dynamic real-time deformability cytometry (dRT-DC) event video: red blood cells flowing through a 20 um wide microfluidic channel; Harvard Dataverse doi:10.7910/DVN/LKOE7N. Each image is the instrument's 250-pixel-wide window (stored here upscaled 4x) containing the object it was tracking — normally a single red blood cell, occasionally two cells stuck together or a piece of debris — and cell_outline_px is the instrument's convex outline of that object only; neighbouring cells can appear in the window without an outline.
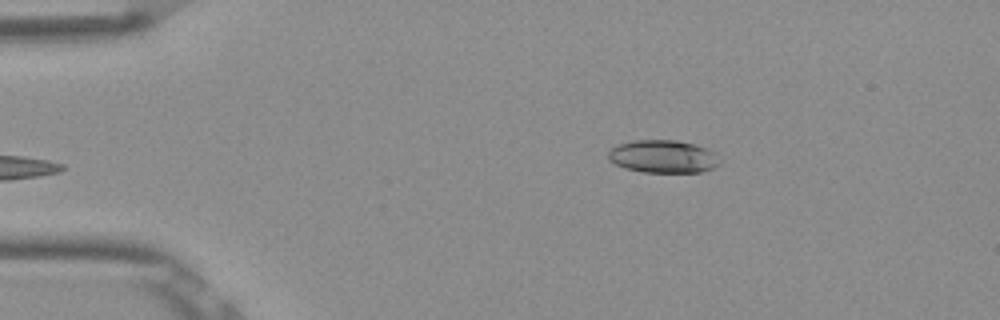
{"species": "Egyptian fruit bat (a non-hibernating species)", "species_latin": "Rousettus aegyptiacus", "temperature_condition": "room temperature", "stored_images_in_passage": 4, "camera_frame_rate_fps": 3000, "um_per_image_px": 0.085, "frame": {"image": 1, "passage_image": 4, "time_ms": 1.0, "image_size_px": [1000, 320], "cell_outline_px": [[720, 164], [712, 168], [700, 172], [644, 172], [624, 168], [608, 160], [608, 152], [612, 148], [620, 144], [636, 140], [676, 140], [696, 144], [708, 148], [712, 152]], "centroid_in_image_um": [56.34, 13.3], "position_along_channel_um": 28.7, "area_um2": 21.15}}